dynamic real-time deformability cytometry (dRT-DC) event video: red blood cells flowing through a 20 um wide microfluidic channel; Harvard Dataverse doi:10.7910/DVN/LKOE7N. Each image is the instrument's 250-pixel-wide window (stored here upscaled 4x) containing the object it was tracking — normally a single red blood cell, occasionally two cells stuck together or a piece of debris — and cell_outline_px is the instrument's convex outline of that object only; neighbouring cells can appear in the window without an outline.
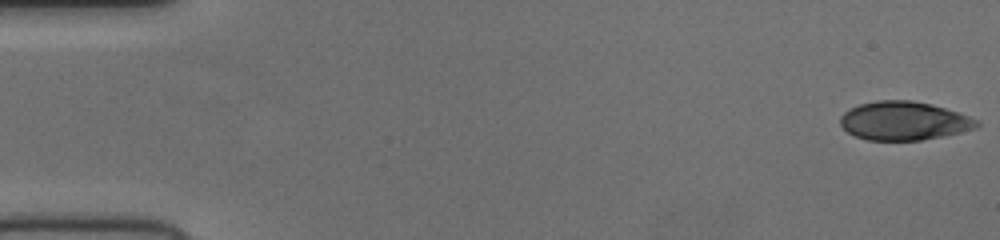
{"species": "human", "species_latin": "Homo sapiens", "temperature_condition": "cold", "stored_images_in_passage": 52, "camera_frame_rate_fps": 3000, "um_per_image_px": 0.085, "donor": {"sex": "female"}, "frame": {"image": 1, "passage_image": 1, "time_ms": 0.0, "image_size_px": [1000, 240], "cell_outline_px": [[980, 124], [976, 128], [960, 132], [920, 140], [868, 140], [856, 136], [848, 132], [840, 124], [840, 116], [844, 112], [860, 104], [876, 100], [912, 100], [932, 104], [960, 112], [980, 120]], "centroid_in_image_um": [76.86, 10.26], "position_along_channel_um": 8.1, "area_um2": 30.75}}
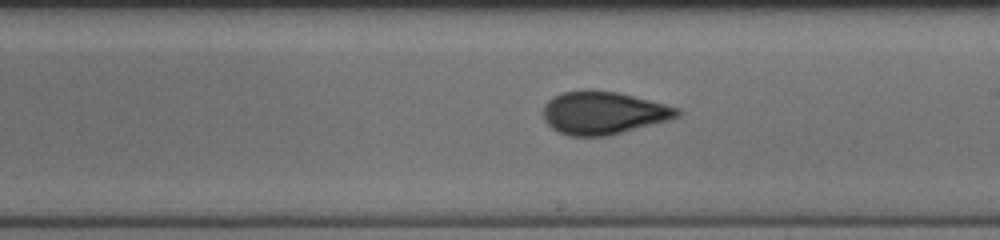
{"frame": {"image": 2, "passage_image": 30, "time_ms": 9.667, "image_size_px": [1000, 240], "cell_outline_px": [[684, 112], [680, 116], [668, 120], [608, 136], [568, 136], [552, 128], [544, 120], [544, 104], [552, 96], [564, 92], [584, 88], [592, 88], [620, 92], [680, 108]], "centroid_in_image_um": [51.29, 9.56], "position_along_channel_um": 237.7, "area_um2": 33.99}}
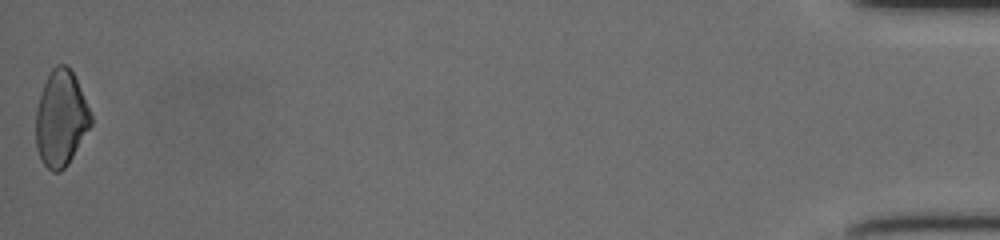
{"frame": {"image": 3, "passage_image": 52, "time_ms": 17.0, "image_size_px": [1000, 240], "cell_outline_px": [[92, 124], [68, 164], [60, 172], [52, 172], [40, 160], [36, 148], [36, 112], [40, 92], [52, 68], [56, 64], [64, 64], [72, 72], [76, 80], [92, 116]], "centroid_in_image_um": [5.16, 10.1], "position_along_channel_um": 430.0, "area_um2": 30.52}}